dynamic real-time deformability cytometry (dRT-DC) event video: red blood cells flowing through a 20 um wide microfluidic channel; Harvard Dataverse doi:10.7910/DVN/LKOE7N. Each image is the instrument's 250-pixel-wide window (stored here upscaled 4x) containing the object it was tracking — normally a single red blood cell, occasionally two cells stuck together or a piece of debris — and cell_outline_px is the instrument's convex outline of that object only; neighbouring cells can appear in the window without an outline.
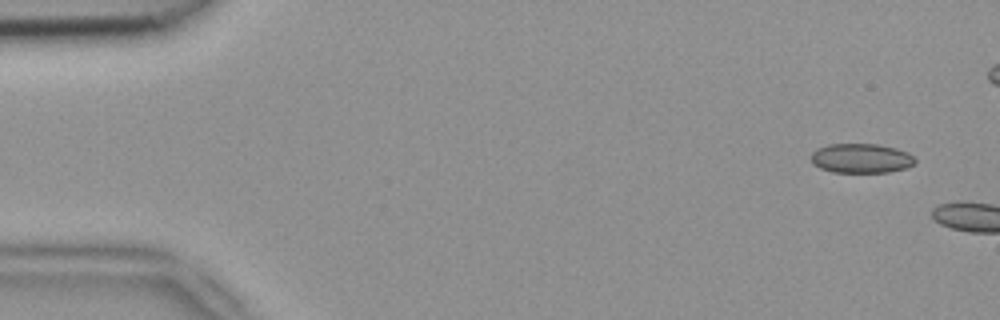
{"species": "common noctule bat (a hibernating species)", "species_latin": "Nyctalus noctula", "temperature_condition": "room temperature", "stored_images_in_passage": 3, "camera_frame_rate_fps": 3000, "um_per_image_px": 0.085, "animal": {"sex": "female", "body_mass_g": 18.4}, "frame": {"image": 1, "passage_image": 1, "time_ms": 0.0, "image_size_px": [1000, 320], "cell_outline_px": [[912, 164], [900, 168], [880, 172], [840, 172], [824, 168], [816, 164], [812, 160], [812, 156], [816, 152], [824, 148], [836, 144], [868, 144], [888, 148], [900, 152], [908, 156], [912, 160]], "centroid_in_image_um": [73.12, 13.47], "position_along_channel_um": 11.9, "area_um2": 15.95}}